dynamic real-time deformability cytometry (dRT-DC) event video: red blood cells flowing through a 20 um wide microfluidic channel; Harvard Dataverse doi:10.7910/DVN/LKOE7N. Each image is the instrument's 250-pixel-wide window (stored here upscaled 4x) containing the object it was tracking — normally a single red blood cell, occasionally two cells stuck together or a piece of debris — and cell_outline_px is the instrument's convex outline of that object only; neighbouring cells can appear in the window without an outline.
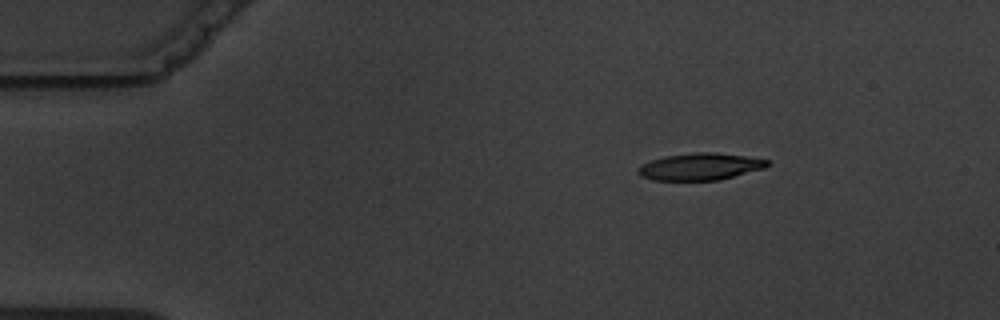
{"species": "common noctule bat (a hibernating species)", "species_latin": "Nyctalus noctula", "temperature_condition": "warm", "stored_images_in_passage": 4, "camera_frame_rate_fps": 3000, "um_per_image_px": 0.085, "animal": {"sex": "male", "body_mass_g": 19.5, "forearm_length_mm": 54.6}, "frame": {"image": 1, "passage_image": 1, "time_ms": 0.0, "image_size_px": [1000, 320], "cell_outline_px": [[772, 164], [764, 168], [720, 180], [652, 180], [640, 176], [636, 172], [644, 164], [652, 160], [664, 156], [696, 152], [716, 152], [772, 160]], "centroid_in_image_um": [59.56, 14.16], "position_along_channel_um": 25.4, "area_um2": 20.35}}
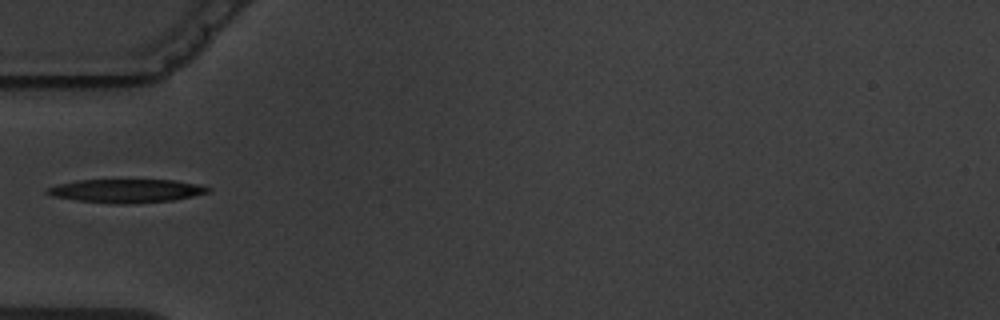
{"frame": {"image": 2, "passage_image": 4, "time_ms": 3.333, "image_size_px": [1000, 320], "cell_outline_px": [[212, 188], [208, 192], [192, 196], [172, 200], [128, 204], [120, 204], [80, 200], [52, 196], [44, 192], [48, 188], [60, 184], [80, 180], [176, 180], [200, 184]], "centroid_in_image_um": [10.79, 16.21], "position_along_channel_um": 74.2, "area_um2": 21.73}}